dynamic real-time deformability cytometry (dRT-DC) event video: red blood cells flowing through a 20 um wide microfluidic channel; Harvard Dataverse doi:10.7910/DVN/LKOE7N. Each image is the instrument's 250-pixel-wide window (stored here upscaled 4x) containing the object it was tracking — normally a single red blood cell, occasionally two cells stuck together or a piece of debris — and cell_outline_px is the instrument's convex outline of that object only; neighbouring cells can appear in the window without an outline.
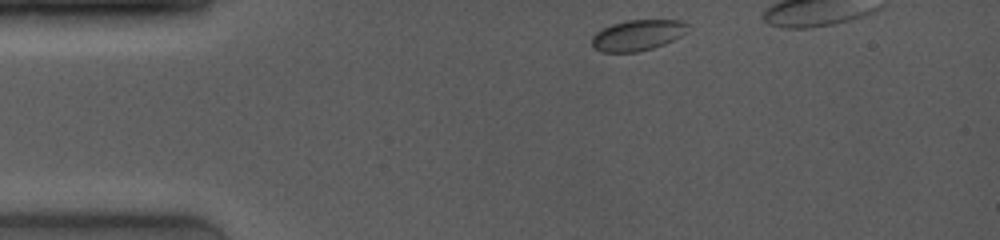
{"species": "common noctule bat (a hibernating species)", "species_latin": "Nyctalus noctula", "temperature_condition": "room temperature", "stored_images_in_passage": 48, "camera_frame_rate_fps": 4000, "um_per_image_px": 0.085, "animal": {"sex": "female", "body_mass_g": 19.0, "forearm_length_mm": 53.3}, "frame": {"image": 1, "passage_image": 1, "time_ms": 0.0, "image_size_px": [1000, 240], "cell_outline_px": [[688, 32], [664, 44], [652, 48], [636, 52], [600, 52], [592, 48], [592, 36], [596, 32], [612, 24], [628, 20], [680, 20], [688, 24]], "centroid_in_image_um": [54.18, 3.0], "position_along_channel_um": 30.8, "area_um2": 17.22}}
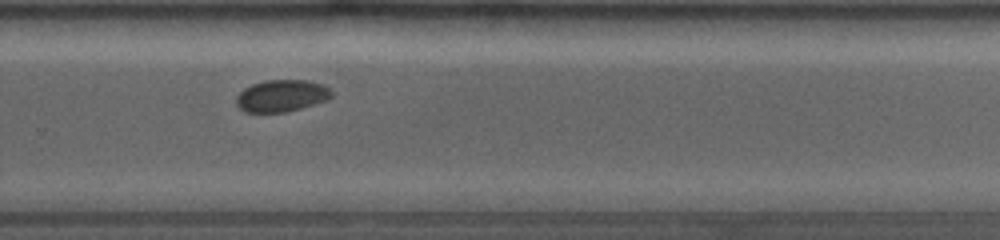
{"frame": {"image": 2, "passage_image": 34, "time_ms": 8.25, "image_size_px": [1000, 240], "cell_outline_px": [[332, 96], [328, 100], [300, 108], [284, 112], [244, 112], [236, 104], [236, 96], [244, 88], [252, 84], [264, 80], [308, 80], [324, 84], [332, 92]], "centroid_in_image_um": [23.93, 8.13], "position_along_channel_um": 305.9, "area_um2": 17.8}}
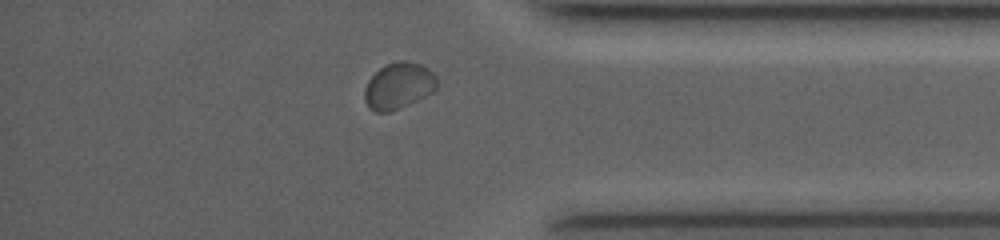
{"frame": {"image": 3, "passage_image": 44, "time_ms": 10.75, "image_size_px": [1000, 240], "cell_outline_px": [[436, 88], [432, 92], [400, 108], [388, 112], [376, 112], [368, 108], [364, 100], [364, 88], [368, 80], [380, 68], [388, 64], [400, 60], [404, 60], [420, 64], [428, 68], [436, 76]], "centroid_in_image_um": [33.85, 7.3], "position_along_channel_um": 401.4, "area_um2": 19.42}}